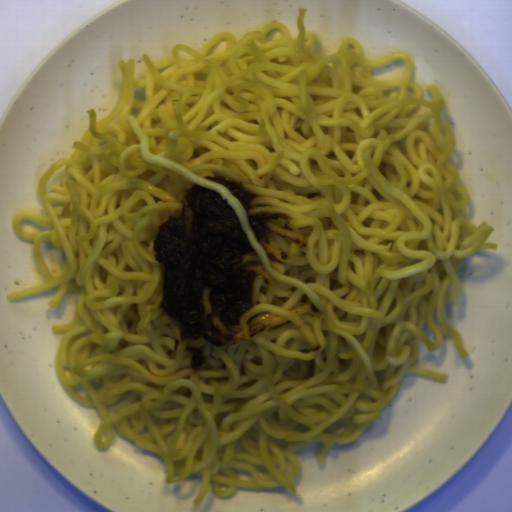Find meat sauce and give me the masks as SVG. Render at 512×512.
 Masks as SVG:
<instances>
[{
    "label": "meat sauce",
    "instance_id": "452cab56",
    "mask_svg": "<svg viewBox=\"0 0 512 512\" xmlns=\"http://www.w3.org/2000/svg\"><path fill=\"white\" fill-rule=\"evenodd\" d=\"M183 200L181 216L169 215L152 241L162 273L158 308L175 323L181 342L202 338L225 352L238 339L253 343L252 336L279 318L257 313L258 272L237 267L257 252L221 193L192 185Z\"/></svg>",
    "mask_w": 512,
    "mask_h": 512
},
{
    "label": "meat sauce",
    "instance_id": "419fd0ea",
    "mask_svg": "<svg viewBox=\"0 0 512 512\" xmlns=\"http://www.w3.org/2000/svg\"><path fill=\"white\" fill-rule=\"evenodd\" d=\"M204 178L222 183L231 194H233L240 205L243 207L245 215L247 217V222L255 235L256 239L260 243L261 239L265 237L266 232H270L276 236L281 238L290 239L295 243L300 244V239H293L288 236L281 235L277 232H272L267 223L271 220L284 219L285 223L283 225L284 229L292 230L290 226H288L291 218L283 213L277 212H269V211H259L257 213H251L250 209H253L252 202L255 199L261 198L260 195H256L248 190L246 185L243 182L232 180L229 178L221 177V176H206Z\"/></svg>",
    "mask_w": 512,
    "mask_h": 512
},
{
    "label": "meat sauce",
    "instance_id": "5fd34fe4",
    "mask_svg": "<svg viewBox=\"0 0 512 512\" xmlns=\"http://www.w3.org/2000/svg\"><path fill=\"white\" fill-rule=\"evenodd\" d=\"M186 351L191 352V369L199 368L204 365L207 356L199 347L185 346Z\"/></svg>",
    "mask_w": 512,
    "mask_h": 512
}]
</instances>
